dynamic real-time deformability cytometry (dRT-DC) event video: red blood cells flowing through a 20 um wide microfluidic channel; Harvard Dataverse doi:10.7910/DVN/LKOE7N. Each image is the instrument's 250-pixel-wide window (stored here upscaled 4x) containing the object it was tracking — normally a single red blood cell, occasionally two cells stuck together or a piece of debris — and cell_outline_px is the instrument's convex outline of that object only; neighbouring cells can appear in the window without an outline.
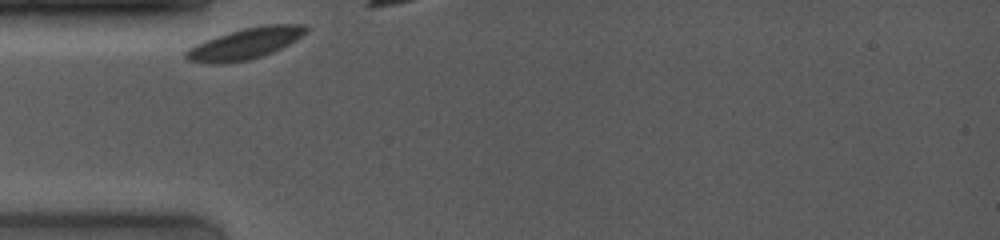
{"species": "common noctule bat (a hibernating species)", "species_latin": "Nyctalus noctula", "temperature_condition": "room temperature", "stored_images_in_passage": 5, "camera_frame_rate_fps": 4000, "um_per_image_px": 0.085, "animal": {"sex": "female", "body_mass_g": 19.0, "forearm_length_mm": 53.3}, "frame": {"image": 1, "passage_image": 1, "time_ms": 0.0, "image_size_px": [1000, 240], "cell_outline_px": [[308, 32], [296, 40], [272, 52], [248, 60], [220, 64], [212, 64], [188, 60], [184, 56], [184, 52], [188, 48], [196, 44], [216, 36], [228, 32], [244, 28], [264, 24], [304, 24], [308, 28]], "centroid_in_image_um": [20.84, 3.7], "position_along_channel_um": 64.2, "area_um2": 21.73}}